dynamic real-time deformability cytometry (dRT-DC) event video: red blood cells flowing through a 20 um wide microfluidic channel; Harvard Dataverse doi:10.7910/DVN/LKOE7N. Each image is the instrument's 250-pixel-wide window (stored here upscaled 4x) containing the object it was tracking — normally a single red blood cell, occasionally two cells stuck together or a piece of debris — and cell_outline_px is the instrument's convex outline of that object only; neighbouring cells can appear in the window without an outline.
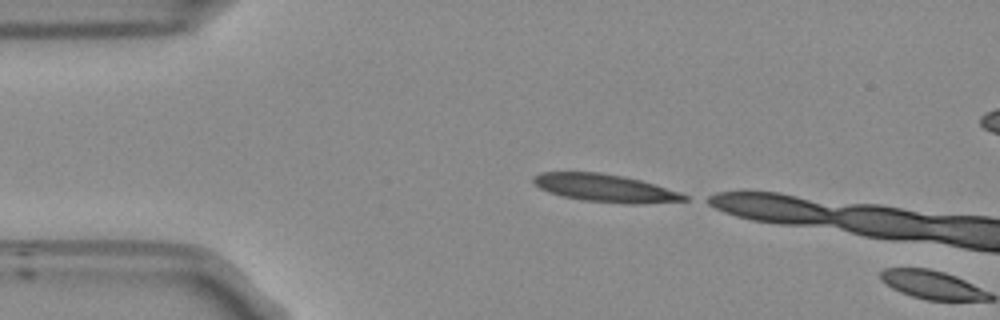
{"species": "Egyptian fruit bat (a non-hibernating species)", "species_latin": "Rousettus aegyptiacus", "temperature_condition": "room temperature", "stored_images_in_passage": 2, "camera_frame_rate_fps": 3000, "um_per_image_px": 0.085, "frame": {"image": 1, "passage_image": 1, "time_ms": 0.0, "image_size_px": [1000, 320], "cell_outline_px": [[688, 200], [640, 204], [628, 204], [580, 200], [548, 192], [540, 188], [532, 180], [532, 176], [540, 172], [600, 172], [624, 176], [640, 180], [680, 192], [688, 196]], "centroid_in_image_um": [51.43, 15.98], "position_along_channel_um": 33.6, "area_um2": 24.39}}